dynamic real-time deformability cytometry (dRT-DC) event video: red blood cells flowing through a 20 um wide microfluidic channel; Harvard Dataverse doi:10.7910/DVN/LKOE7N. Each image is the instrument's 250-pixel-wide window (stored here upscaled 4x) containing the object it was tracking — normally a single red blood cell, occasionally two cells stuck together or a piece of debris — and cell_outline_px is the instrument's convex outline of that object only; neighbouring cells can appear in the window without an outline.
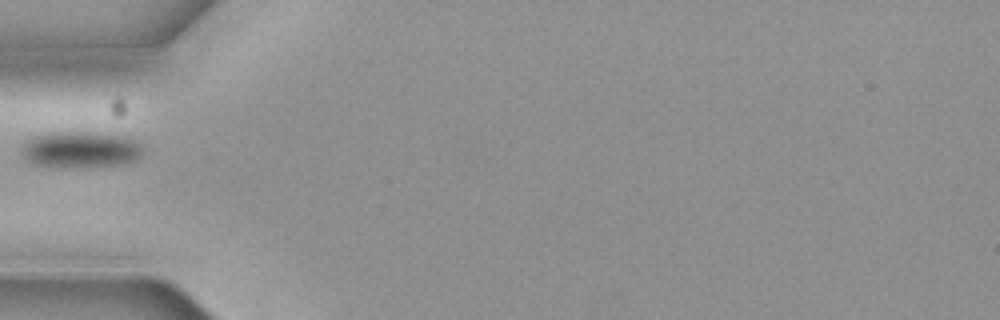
{"species": "common noctule bat (a hibernating species)", "species_latin": "Nyctalus noctula", "temperature_condition": "cold", "stored_images_in_passage": 1, "camera_frame_rate_fps": 3000, "um_per_image_px": 0.085, "animal": {"sex": "female", "body_mass_g": 19.3, "forearm_length_mm": 54.1}, "frame": {"image": 1, "passage_image": 1, "time_ms": 0.0, "image_size_px": [1000, 320], "cell_outline_px": [[144, 152], [136, 160], [128, 164], [36, 164], [28, 160], [24, 156], [24, 148], [28, 140], [32, 136], [52, 132], [88, 132], [128, 136], [136, 140], [144, 148]], "centroid_in_image_um": [6.98, 12.64], "position_along_channel_um": 78.0, "area_um2": 24.45}}